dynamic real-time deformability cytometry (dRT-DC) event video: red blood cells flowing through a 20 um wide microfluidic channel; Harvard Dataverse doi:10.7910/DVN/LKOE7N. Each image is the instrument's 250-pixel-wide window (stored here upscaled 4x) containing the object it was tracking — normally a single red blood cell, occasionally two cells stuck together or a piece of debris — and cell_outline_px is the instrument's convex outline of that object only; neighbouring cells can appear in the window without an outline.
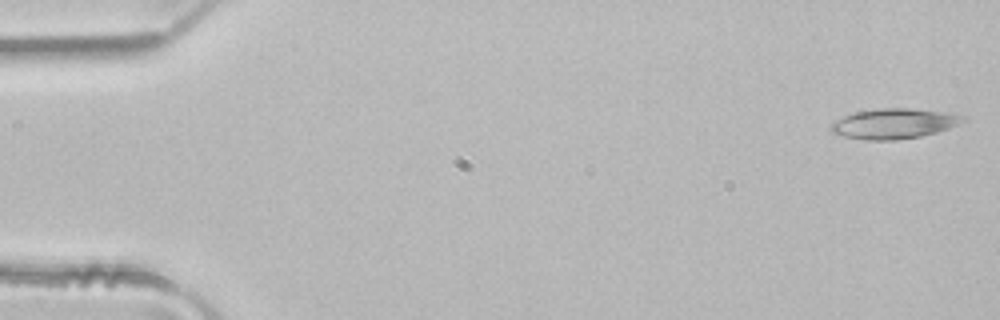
{"species": "common noctule bat (a hibernating species)", "species_latin": "Nyctalus noctula", "temperature_condition": "room temperature", "stored_images_in_passage": 5, "camera_frame_rate_fps": 3000, "um_per_image_px": 0.085, "animal": {"sex": "male", "body_mass_g": 21.5, "forearm_length_mm": 52.0}, "frame": {"image": 1, "passage_image": 1, "time_ms": 0.0, "image_size_px": [1000, 320], "cell_outline_px": [[968, 120], [948, 128], [936, 132], [920, 136], [896, 140], [864, 140], [844, 136], [832, 132], [832, 120], [856, 112], [876, 108], [912, 108], [944, 112], [964, 116]], "centroid_in_image_um": [75.98, 10.5], "position_along_channel_um": 9.0, "area_um2": 23.12}}
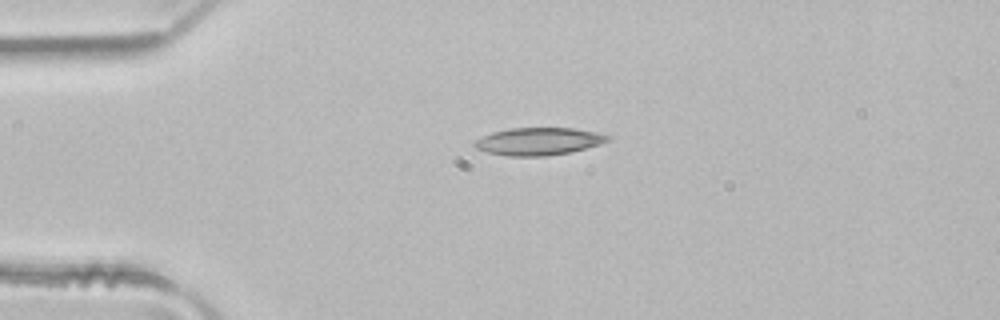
{"frame": {"image": 2, "passage_image": 4, "time_ms": 1.0, "image_size_px": [1000, 320], "cell_outline_px": [[612, 140], [600, 144], [572, 152], [544, 156], [508, 156], [488, 152], [476, 148], [472, 144], [476, 140], [492, 132], [512, 128], [572, 128], [596, 132], [612, 136]], "centroid_in_image_um": [45.83, 12.02], "position_along_channel_um": 39.2, "area_um2": 21.33}}